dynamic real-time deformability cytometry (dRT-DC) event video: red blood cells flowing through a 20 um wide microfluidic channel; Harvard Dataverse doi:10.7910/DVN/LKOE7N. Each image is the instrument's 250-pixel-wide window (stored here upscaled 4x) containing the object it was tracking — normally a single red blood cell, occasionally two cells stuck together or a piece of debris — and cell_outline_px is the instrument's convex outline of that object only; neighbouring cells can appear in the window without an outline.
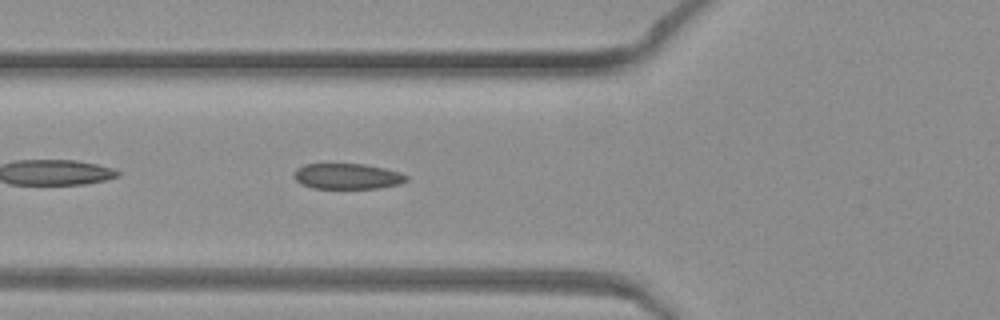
{"species": "common noctule bat (a hibernating species)", "species_latin": "Nyctalus noctula", "temperature_condition": "warm", "stored_images_in_passage": 35, "camera_frame_rate_fps": 3000, "um_per_image_px": 0.085, "animal": {"sex": "female", "body_mass_g": 19.3, "forearm_length_mm": 54.1}, "frame": {"image": 1, "passage_image": 5, "time_ms": 1.333, "image_size_px": [1000, 320], "cell_outline_px": [[408, 180], [400, 184], [380, 188], [312, 188], [300, 184], [292, 176], [296, 168], [304, 164], [364, 164], [384, 168], [400, 172], [408, 176]], "centroid_in_image_um": [29.51, 14.98], "position_along_channel_um": 96.3, "area_um2": 16.94}}
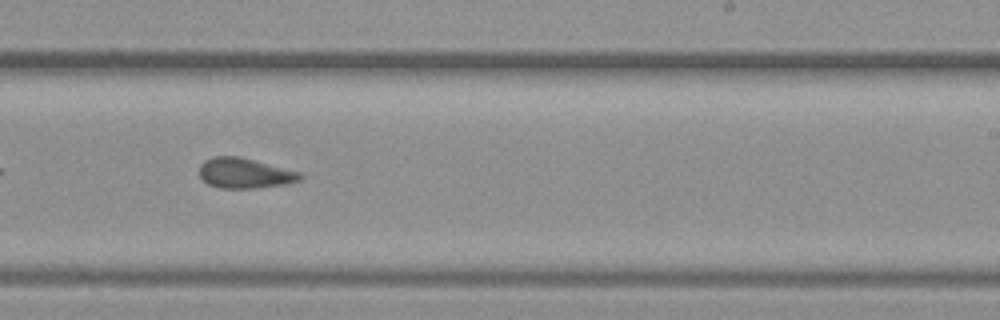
{"frame": {"image": 2, "passage_image": 17, "time_ms": 5.333, "image_size_px": [1000, 320], "cell_outline_px": [[304, 176], [300, 180], [288, 184], [256, 188], [220, 188], [208, 184], [200, 176], [200, 164], [204, 160], [212, 156], [240, 156], [300, 172]], "centroid_in_image_um": [20.81, 14.71], "position_along_channel_um": 268.2, "area_um2": 17.86}}
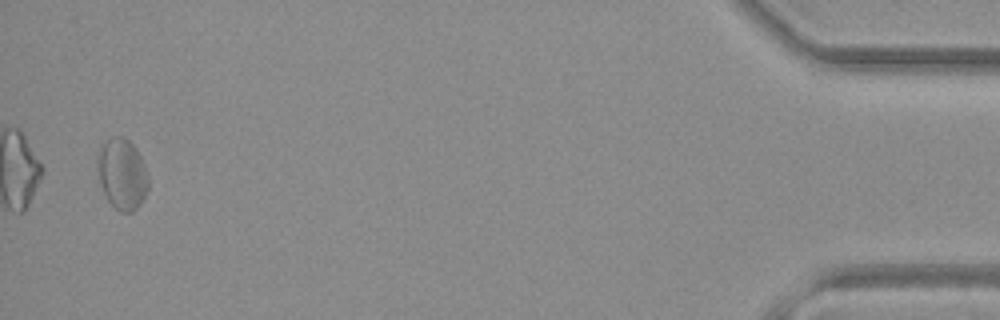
{"frame": {"image": 3, "passage_image": 34, "time_ms": 11.0, "image_size_px": [1000, 320], "cell_outline_px": [[148, 188], [140, 204], [132, 212], [120, 212], [108, 200], [100, 184], [96, 160], [96, 156], [100, 148], [108, 140], [116, 136], [120, 136], [128, 140], [136, 148], [144, 164], [148, 176]], "centroid_in_image_um": [10.37, 14.79], "position_along_channel_um": 424.8, "area_um2": 20.81}}